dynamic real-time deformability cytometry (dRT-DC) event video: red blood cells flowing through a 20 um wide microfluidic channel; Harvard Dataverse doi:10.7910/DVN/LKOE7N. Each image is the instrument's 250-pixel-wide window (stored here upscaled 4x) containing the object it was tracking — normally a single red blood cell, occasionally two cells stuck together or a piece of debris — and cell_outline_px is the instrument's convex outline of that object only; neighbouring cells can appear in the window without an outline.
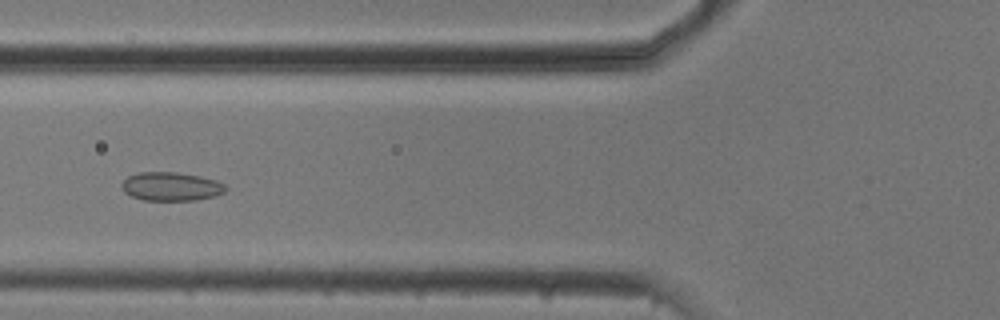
{"species": "common noctule bat (a hibernating species)", "species_latin": "Nyctalus noctula", "temperature_condition": "cold", "stored_images_in_passage": 54, "camera_frame_rate_fps": 3000, "um_per_image_px": 0.085, "animal": {"sex": "male", "body_mass_g": 20.5, "forearm_length_mm": 52.5}, "frame": {"image": 1, "passage_image": 21, "time_ms": 6.667, "image_size_px": [1000, 320], "cell_outline_px": [[228, 188], [224, 192], [216, 196], [196, 200], [144, 200], [132, 196], [124, 192], [120, 184], [128, 176], [140, 172], [176, 172], [200, 176], [216, 180], [224, 184]], "centroid_in_image_um": [14.55, 15.85], "position_along_channel_um": 111.2, "area_um2": 17.4}}
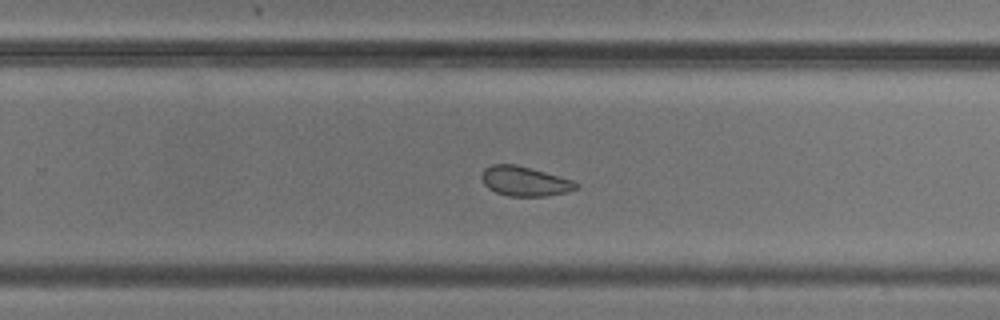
{"frame": {"image": 2, "passage_image": 35, "time_ms": 11.333, "image_size_px": [1000, 320], "cell_outline_px": [[580, 184], [576, 188], [568, 192], [544, 196], [508, 196], [496, 192], [488, 188], [484, 184], [480, 176], [484, 168], [492, 164], [516, 164], [572, 180]], "centroid_in_image_um": [44.56, 15.4], "position_along_channel_um": 285.2, "area_um2": 16.24}}
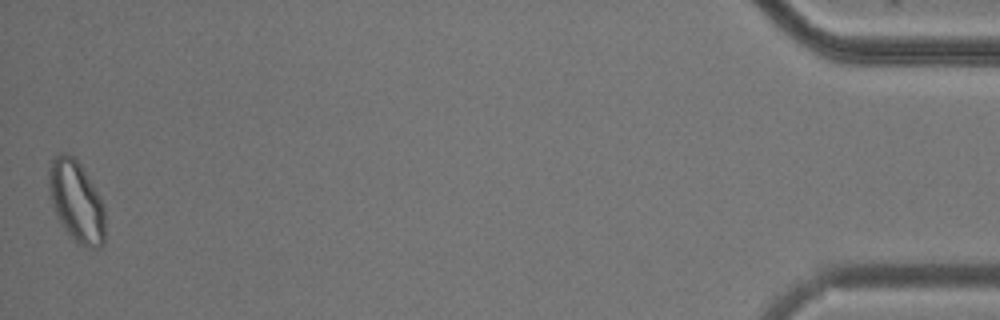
{"frame": {"image": 3, "passage_image": 54, "time_ms": 17.667, "image_size_px": [1000, 320], "cell_outline_px": [[104, 244], [100, 248], [92, 248], [76, 244], [56, 216], [48, 188], [48, 168], [52, 160], [60, 152], [64, 152], [72, 156], [80, 164], [100, 196], [104, 208]], "centroid_in_image_um": [6.48, 17.13], "position_along_channel_um": 428.7, "area_um2": 26.65}, "authors_computed_cell_mechanics": {"area_um2": 19.7098, "velocity_mm_per_s": 3.7315, "shape_relaxation_time_tau1_ms": null, "shape_relaxation_time_tau2_ms": 2.7262, "deformation_change_tau1": null, "deformation_change_tau2": 0.0783}}